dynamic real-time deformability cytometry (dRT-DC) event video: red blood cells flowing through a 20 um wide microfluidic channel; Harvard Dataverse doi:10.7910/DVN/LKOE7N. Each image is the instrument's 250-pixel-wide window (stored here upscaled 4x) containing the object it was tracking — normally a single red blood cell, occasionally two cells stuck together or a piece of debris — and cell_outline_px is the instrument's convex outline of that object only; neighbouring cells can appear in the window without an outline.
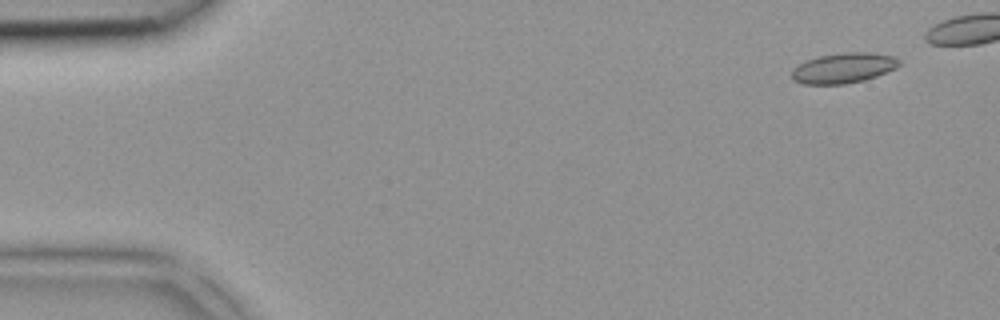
{"species": "common noctule bat (a hibernating species)", "species_latin": "Nyctalus noctula", "temperature_condition": "room temperature", "stored_images_in_passage": 1, "camera_frame_rate_fps": 3000, "um_per_image_px": 0.085, "animal": {"sex": "female", "body_mass_g": 18.4}, "frame": {"image": 1, "passage_image": 1, "time_ms": 0.0, "image_size_px": [1000, 320], "cell_outline_px": [[900, 64], [896, 68], [876, 76], [864, 80], [844, 84], [804, 84], [792, 80], [792, 68], [808, 60], [820, 56], [848, 52], [868, 52], [892, 56], [900, 60]], "centroid_in_image_um": [71.69, 5.79], "position_along_channel_um": 13.3, "area_um2": 18.73}}